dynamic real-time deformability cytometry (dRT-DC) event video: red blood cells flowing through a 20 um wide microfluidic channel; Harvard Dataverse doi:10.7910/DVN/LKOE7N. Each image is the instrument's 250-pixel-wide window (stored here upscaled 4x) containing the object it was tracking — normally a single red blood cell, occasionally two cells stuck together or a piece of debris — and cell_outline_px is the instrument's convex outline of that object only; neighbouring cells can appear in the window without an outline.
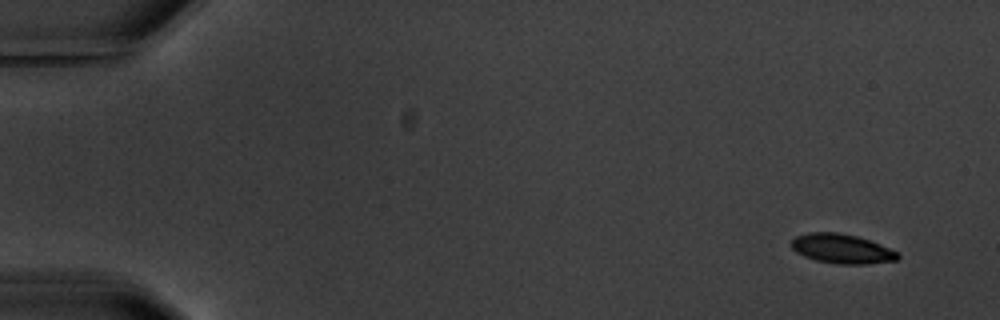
{"species": "common noctule bat (a hibernating species)", "species_latin": "Nyctalus noctula", "temperature_condition": "warm", "stored_images_in_passage": 4, "camera_frame_rate_fps": 3000, "um_per_image_px": 0.085, "animal": {"sex": "male", "body_mass_g": 20.1, "forearm_length_mm": 53.5}, "frame": {"image": 1, "passage_image": 1, "time_ms": 0.0, "image_size_px": [1000, 320], "cell_outline_px": [[900, 256], [896, 260], [868, 264], [840, 264], [816, 260], [804, 256], [796, 252], [788, 244], [796, 236], [808, 232], [840, 232], [856, 236], [880, 244], [896, 252]], "centroid_in_image_um": [71.51, 21.13], "position_along_channel_um": 13.5, "area_um2": 18.21}}